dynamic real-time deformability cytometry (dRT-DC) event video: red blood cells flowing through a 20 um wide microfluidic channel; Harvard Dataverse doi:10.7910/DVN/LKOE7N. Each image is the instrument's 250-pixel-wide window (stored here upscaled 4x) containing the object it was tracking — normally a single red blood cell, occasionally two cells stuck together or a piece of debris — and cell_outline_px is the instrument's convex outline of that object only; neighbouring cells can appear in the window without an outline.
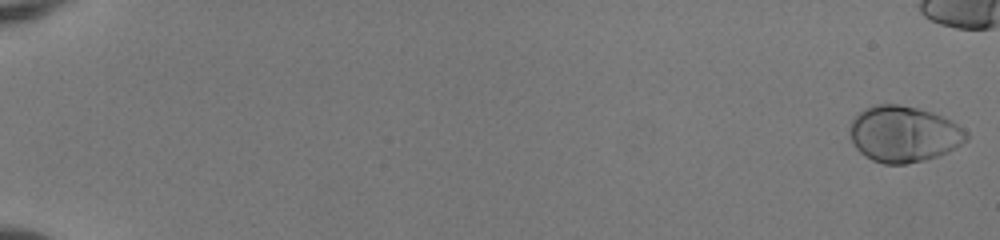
{"species": "human", "species_latin": "Homo sapiens", "temperature_condition": "room temperature", "stored_images_in_passage": 48, "camera_frame_rate_fps": 3000, "um_per_image_px": 0.085, "donor": {"sex": "female"}, "frame": {"image": 1, "passage_image": 1, "time_ms": 0.0, "image_size_px": [1000, 240], "cell_outline_px": [[968, 140], [956, 148], [948, 152], [924, 160], [904, 164], [884, 164], [872, 160], [864, 156], [852, 144], [848, 132], [848, 128], [852, 120], [864, 108], [876, 104], [900, 104], [932, 112], [952, 120], [968, 132]], "centroid_in_image_um": [76.8, 11.39], "position_along_channel_um": 8.2, "area_um2": 38.49}}
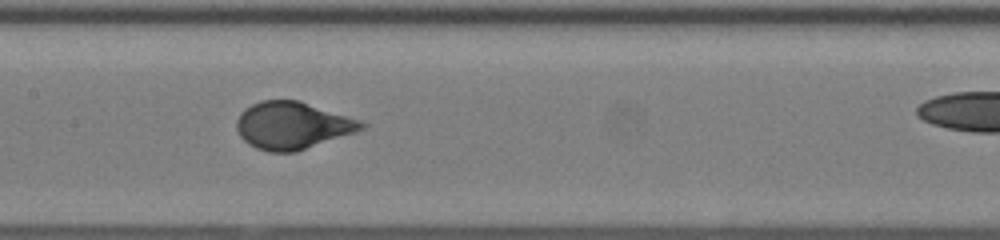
{"frame": {"image": 2, "passage_image": 30, "time_ms": 9.667, "image_size_px": [1000, 240], "cell_outline_px": [[368, 124], [364, 128], [356, 132], [296, 152], [268, 152], [256, 148], [248, 144], [240, 136], [236, 128], [236, 120], [240, 112], [244, 108], [260, 100], [300, 100], [360, 120]], "centroid_in_image_um": [24.84, 10.66], "position_along_channel_um": 182.6, "area_um2": 34.62}}
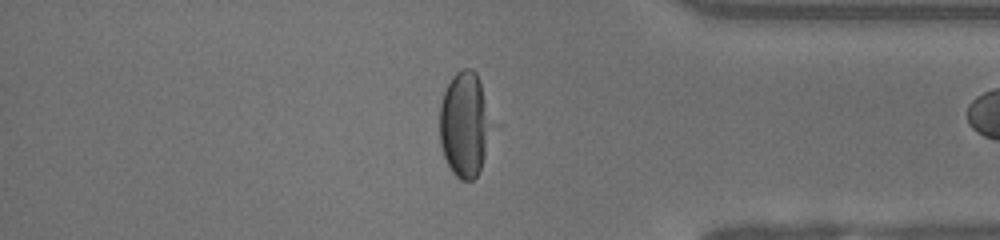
{"frame": {"image": 3, "passage_image": 47, "time_ms": 15.333, "image_size_px": [1000, 240], "cell_outline_px": [[496, 124], [480, 168], [476, 176], [472, 180], [460, 180], [452, 172], [444, 156], [440, 144], [440, 104], [444, 92], [452, 76], [456, 72], [464, 68], [472, 68], [476, 72], [480, 80]], "centroid_in_image_um": [39.56, 10.55], "position_along_channel_um": 395.6, "area_um2": 32.77}}